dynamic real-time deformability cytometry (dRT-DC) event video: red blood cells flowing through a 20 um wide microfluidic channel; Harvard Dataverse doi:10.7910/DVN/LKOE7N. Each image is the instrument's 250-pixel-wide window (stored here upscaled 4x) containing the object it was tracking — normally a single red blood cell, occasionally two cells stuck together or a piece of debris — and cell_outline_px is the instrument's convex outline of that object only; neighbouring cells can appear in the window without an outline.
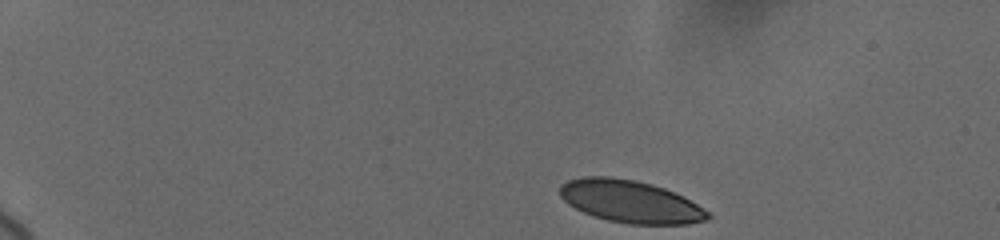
{"species": "human", "species_latin": "Homo sapiens", "temperature_condition": "cold", "stored_images_in_passage": 8, "camera_frame_rate_fps": 3000, "um_per_image_px": 0.085, "donor": {"sex": "female"}, "frame": {"image": 1, "passage_image": 1, "time_ms": 0.0, "image_size_px": [1000, 240], "cell_outline_px": [[712, 216], [708, 220], [688, 224], [628, 224], [608, 220], [584, 212], [568, 204], [560, 196], [560, 184], [568, 180], [584, 176], [608, 176], [636, 180], [652, 184], [664, 188], [712, 212]], "centroid_in_image_um": [53.59, 17.13], "position_along_channel_um": 31.4, "area_um2": 36.47}}
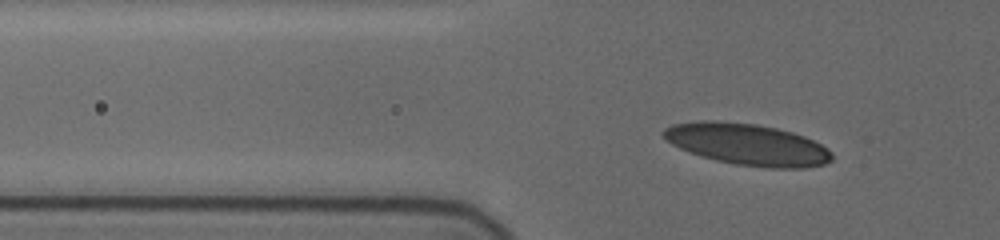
{"frame": {"image": 2, "passage_image": 5, "time_ms": 3.333, "image_size_px": [1000, 240], "cell_outline_px": [[832, 160], [824, 164], [804, 168], [768, 168], [736, 164], [716, 160], [700, 156], [688, 152], [672, 144], [660, 132], [664, 128], [672, 124], [700, 120], [712, 120], [756, 124], [776, 128], [792, 132], [804, 136], [828, 148], [832, 152]], "centroid_in_image_um": [63.51, 12.27], "position_along_channel_um": 62.3, "area_um2": 40.81}}
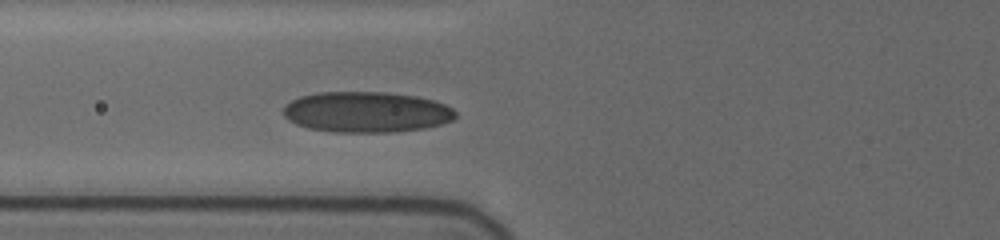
{"frame": {"image": 3, "passage_image": 8, "time_ms": 4.667, "image_size_px": [1000, 240], "cell_outline_px": [[456, 116], [452, 120], [440, 124], [424, 128], [392, 132], [336, 132], [308, 128], [296, 124], [288, 120], [284, 116], [284, 104], [300, 96], [320, 92], [384, 92], [416, 96], [436, 100], [452, 108], [456, 112]], "centroid_in_image_um": [31.14, 9.52], "position_along_channel_um": 94.7, "area_um2": 40.92}}